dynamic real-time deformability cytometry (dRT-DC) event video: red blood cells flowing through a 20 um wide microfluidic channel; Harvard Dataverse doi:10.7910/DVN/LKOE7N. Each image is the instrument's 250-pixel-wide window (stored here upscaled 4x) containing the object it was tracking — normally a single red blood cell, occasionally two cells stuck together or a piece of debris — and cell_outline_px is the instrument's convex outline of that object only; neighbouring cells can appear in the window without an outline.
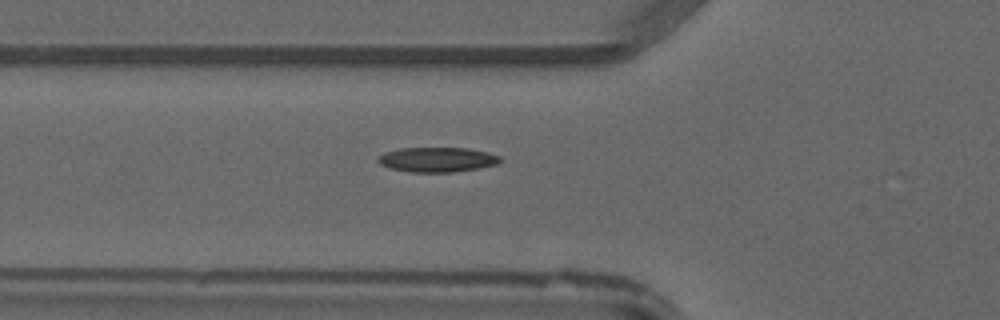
{"species": "common noctule bat (a hibernating species)", "species_latin": "Nyctalus noctula", "temperature_condition": "warm", "stored_images_in_passage": 30, "camera_frame_rate_fps": 3000, "um_per_image_px": 0.085, "animal": {"sex": "male", "forearm_length_mm": 52.5}, "frame": {"image": 1, "passage_image": 2, "time_ms": 0.333, "image_size_px": [1000, 320], "cell_outline_px": [[504, 160], [496, 164], [480, 168], [452, 172], [408, 172], [388, 168], [380, 164], [376, 160], [384, 152], [400, 148], [468, 148], [488, 152], [500, 156]], "centroid_in_image_um": [37.17, 13.57], "position_along_channel_um": 88.6, "area_um2": 17.8}}
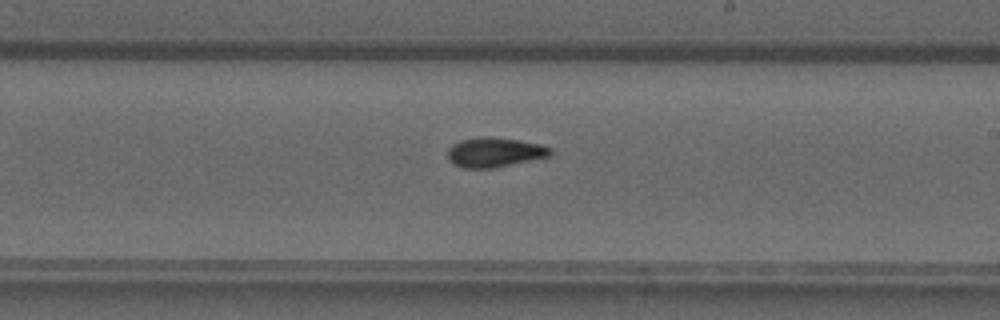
{"frame": {"image": 2, "passage_image": 13, "time_ms": 4.0, "image_size_px": [1000, 320], "cell_outline_px": [[552, 156], [492, 168], [464, 168], [452, 164], [448, 160], [448, 148], [452, 144], [460, 140], [484, 136], [516, 140], [540, 144], [552, 148]], "centroid_in_image_um": [42.03, 12.95], "position_along_channel_um": 247.0, "area_um2": 17.74}}
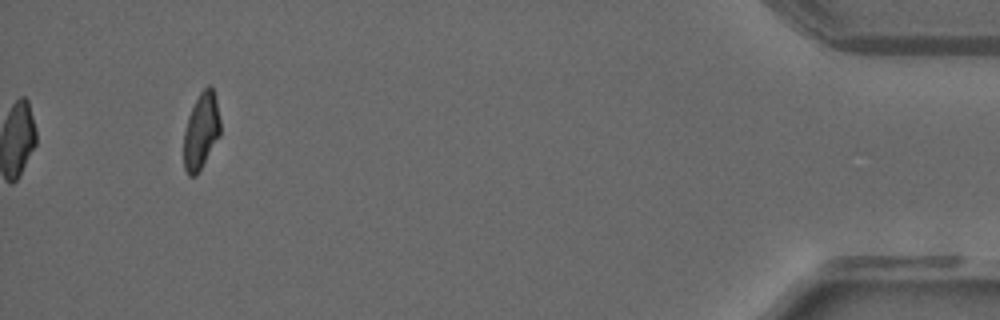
{"frame": {"image": 3, "passage_image": 30, "time_ms": 9.667, "image_size_px": [1000, 320], "cell_outline_px": [[220, 136], [196, 176], [188, 176], [184, 168], [184, 132], [188, 116], [200, 92], [208, 84], [212, 88], [216, 96], [220, 120]], "centroid_in_image_um": [17.1, 11.14], "position_along_channel_um": 418.1, "area_um2": 16.24}}